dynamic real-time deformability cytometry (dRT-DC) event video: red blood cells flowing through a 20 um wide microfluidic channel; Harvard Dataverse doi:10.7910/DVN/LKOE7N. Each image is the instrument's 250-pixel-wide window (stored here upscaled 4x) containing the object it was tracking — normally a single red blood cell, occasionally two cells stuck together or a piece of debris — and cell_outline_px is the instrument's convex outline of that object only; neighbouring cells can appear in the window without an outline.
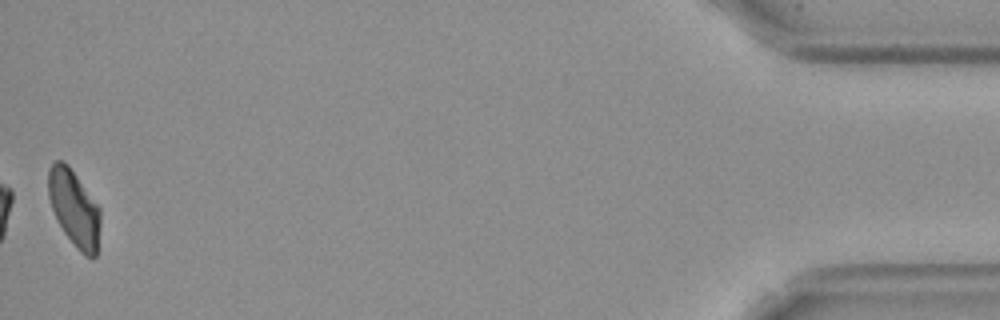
{"species": "Egyptian fruit bat (a non-hibernating species)", "species_latin": "Rousettus aegyptiacus", "temperature_condition": "cold", "stored_images_in_passage": 58, "camera_frame_rate_fps": 3000, "um_per_image_px": 0.085, "frame": {"image": 1, "passage_image": 58, "time_ms": 19.0, "image_size_px": [1000, 320], "cell_outline_px": [[100, 224], [96, 256], [84, 256], [80, 252], [64, 232], [52, 208], [48, 196], [48, 168], [56, 160], [60, 160], [68, 164], [100, 208]], "centroid_in_image_um": [6.3, 17.68], "position_along_channel_um": 428.9, "area_um2": 22.89}, "authors_computed_cell_mechanics": {"area_um2": 24.276, "velocity_mm_per_s": 3.5557, "shape_relaxation_time_tau1_ms": 3.8573, "shape_relaxation_time_tau2_ms": null, "deformation_change_tau1": 0.1175, "deformation_change_tau2": null}}